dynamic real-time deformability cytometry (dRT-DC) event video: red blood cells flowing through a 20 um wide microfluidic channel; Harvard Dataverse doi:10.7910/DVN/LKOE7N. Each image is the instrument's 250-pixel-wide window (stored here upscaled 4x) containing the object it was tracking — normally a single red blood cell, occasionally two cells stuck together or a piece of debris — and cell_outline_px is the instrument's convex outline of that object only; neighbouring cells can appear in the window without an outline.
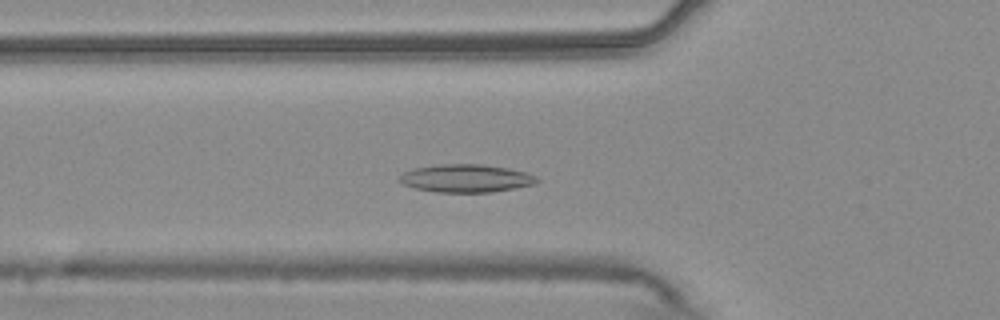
{"species": "common noctule bat (a hibernating species)", "species_latin": "Nyctalus noctula", "temperature_condition": "warm", "stored_images_in_passage": 50, "camera_frame_rate_fps": 3000, "um_per_image_px": 0.085, "animal": {"sex": "male", "body_mass_g": 20.4}, "frame": {"image": 1, "passage_image": 17, "time_ms": 5.333, "image_size_px": [1000, 320], "cell_outline_px": [[540, 180], [536, 184], [492, 192], [436, 192], [416, 188], [404, 184], [396, 180], [396, 176], [412, 168], [440, 164], [484, 164], [508, 168], [524, 172], [536, 176]], "centroid_in_image_um": [39.58, 15.15], "position_along_channel_um": 86.2, "area_um2": 22.54}}
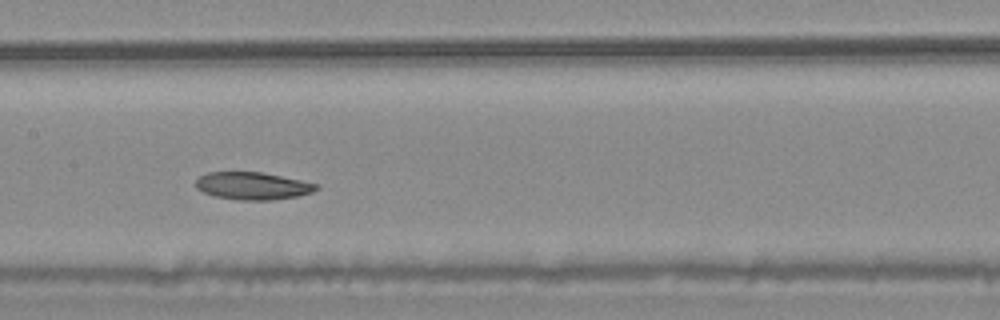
{"frame": {"image": 2, "passage_image": 25, "time_ms": 8.0, "image_size_px": [1000, 320], "cell_outline_px": [[320, 188], [312, 192], [300, 196], [272, 200], [240, 200], [216, 196], [204, 192], [196, 188], [196, 180], [200, 176], [208, 172], [260, 172], [320, 184]], "centroid_in_image_um": [21.52, 15.8], "position_along_channel_um": 185.9, "area_um2": 19.25}}
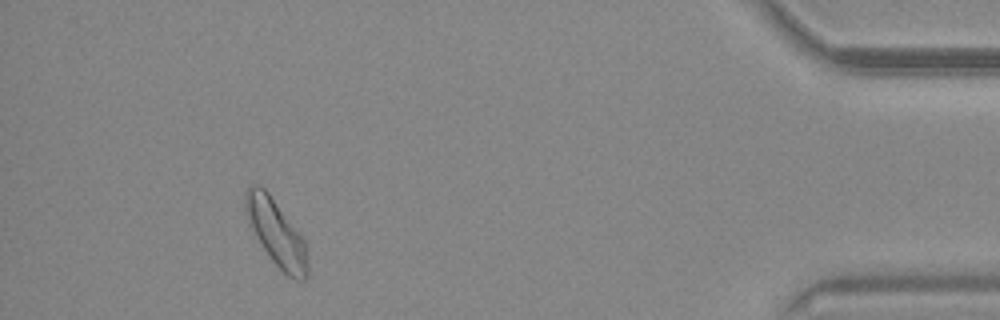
{"frame": {"image": 3, "passage_image": 48, "time_ms": 15.667, "image_size_px": [1000, 320], "cell_outline_px": [[308, 276], [304, 280], [296, 280], [288, 276], [272, 260], [248, 224], [244, 208], [244, 192], [248, 184], [260, 184], [268, 192], [300, 232], [304, 240], [308, 264]], "centroid_in_image_um": [23.45, 19.73], "position_along_channel_um": 411.7, "area_um2": 24.1}}